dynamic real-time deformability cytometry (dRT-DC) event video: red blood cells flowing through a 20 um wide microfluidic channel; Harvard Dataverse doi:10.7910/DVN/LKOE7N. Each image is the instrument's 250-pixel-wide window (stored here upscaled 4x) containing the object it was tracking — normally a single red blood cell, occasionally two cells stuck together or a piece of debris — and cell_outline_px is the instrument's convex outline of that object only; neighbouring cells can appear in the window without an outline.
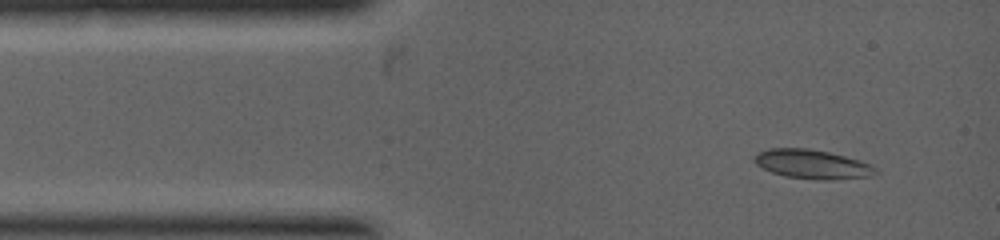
{"species": "common noctule bat (a hibernating species)", "species_latin": "Nyctalus noctula", "temperature_condition": "warm", "stored_images_in_passage": 2, "camera_frame_rate_fps": 5000, "um_per_image_px": 0.085, "animal": {"sex": "female", "body_mass_g": 19.0, "forearm_length_mm": 53.3}, "frame": {"image": 1, "passage_image": 1, "time_ms": 0.0, "image_size_px": [1000, 240], "cell_outline_px": [[876, 172], [868, 176], [832, 180], [816, 180], [784, 176], [772, 172], [756, 164], [752, 160], [760, 152], [768, 148], [804, 148], [828, 152], [860, 160], [876, 168]], "centroid_in_image_um": [69.01, 13.96], "position_along_channel_um": 16.0, "area_um2": 20.29}}